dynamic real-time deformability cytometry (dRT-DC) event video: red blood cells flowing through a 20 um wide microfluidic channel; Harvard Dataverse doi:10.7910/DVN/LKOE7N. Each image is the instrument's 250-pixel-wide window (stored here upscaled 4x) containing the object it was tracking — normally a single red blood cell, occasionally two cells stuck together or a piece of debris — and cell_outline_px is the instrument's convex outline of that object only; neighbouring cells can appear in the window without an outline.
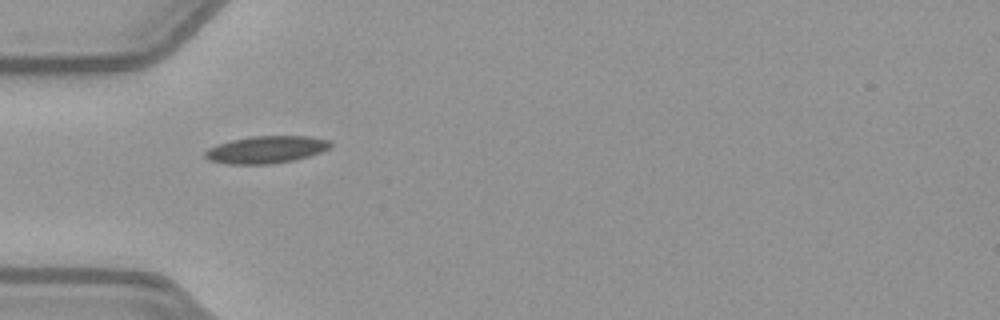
{"species": "common noctule bat (a hibernating species)", "species_latin": "Nyctalus noctula", "temperature_condition": "warm", "stored_images_in_passage": 37, "camera_frame_rate_fps": 3000, "um_per_image_px": 0.085, "animal": {"sex": "female", "body_mass_g": 21.9}, "frame": {"image": 1, "passage_image": 1, "time_ms": 0.0, "image_size_px": [1000, 320], "cell_outline_px": [[332, 148], [296, 160], [272, 164], [228, 164], [208, 160], [204, 156], [204, 152], [208, 148], [232, 140], [252, 136], [308, 136], [328, 140], [332, 144]], "centroid_in_image_um": [22.64, 12.72], "position_along_channel_um": 62.4, "area_um2": 19.94}}
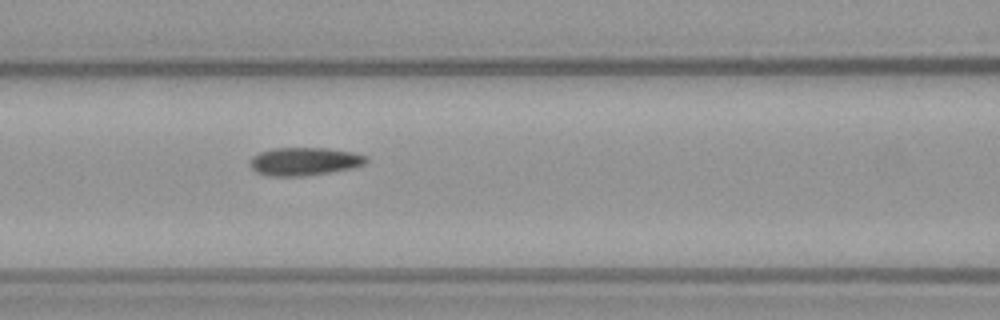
{"frame": {"image": 2, "passage_image": 7, "time_ms": 2.0, "image_size_px": [1000, 320], "cell_outline_px": [[368, 160], [364, 164], [352, 168], [304, 176], [268, 176], [256, 172], [252, 168], [252, 156], [260, 152], [272, 148], [324, 148], [352, 152], [368, 156]], "centroid_in_image_um": [25.88, 13.72], "position_along_channel_um": 140.7, "area_um2": 18.84}}
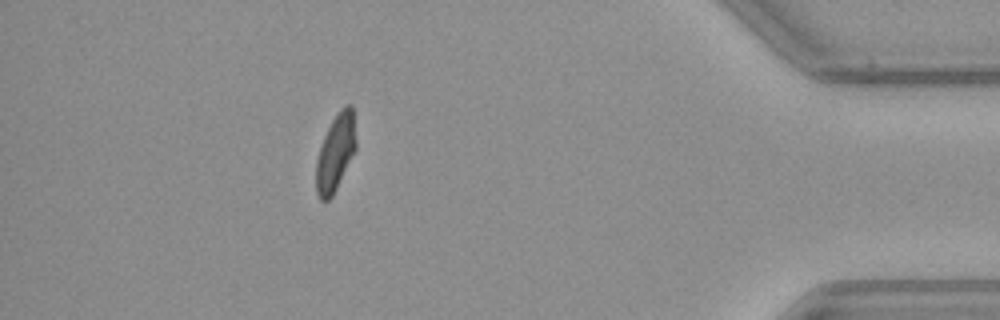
{"frame": {"image": 3, "passage_image": 31, "time_ms": 10.0, "image_size_px": [1000, 320], "cell_outline_px": [[356, 148], [332, 196], [328, 200], [320, 200], [316, 192], [316, 160], [324, 136], [332, 120], [340, 108], [344, 104], [352, 104], [356, 140]], "centroid_in_image_um": [28.52, 12.94], "position_along_channel_um": 406.7, "area_um2": 17.63}, "authors_computed_cell_mechanics": {"area_um2": 18.6116, "velocity_mm_per_s": 3.9683, "shape_relaxation_time_tau1_ms": 11.3892, "shape_relaxation_time_tau2_ms": 1.7983, "deformation_change_tau1": 0.2629, "deformation_change_tau2": 0.0824}}